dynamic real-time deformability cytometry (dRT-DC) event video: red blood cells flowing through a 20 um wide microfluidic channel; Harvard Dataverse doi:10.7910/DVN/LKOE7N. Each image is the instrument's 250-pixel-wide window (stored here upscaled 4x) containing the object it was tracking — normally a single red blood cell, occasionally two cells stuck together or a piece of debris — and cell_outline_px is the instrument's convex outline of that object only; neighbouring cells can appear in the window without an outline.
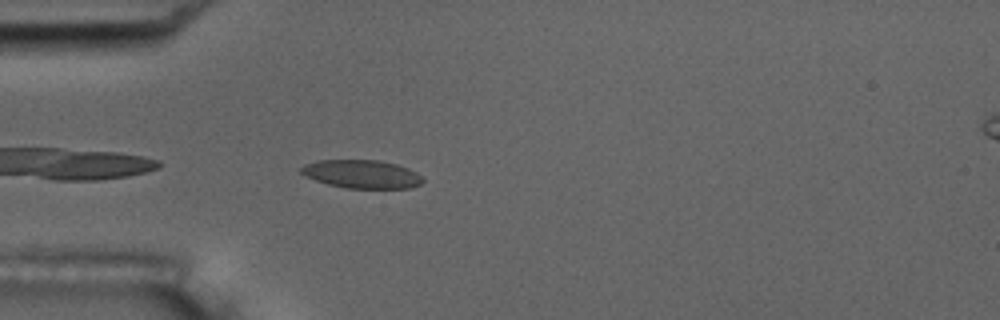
{"species": "common noctule bat (a hibernating species)", "species_latin": "Nyctalus noctula", "temperature_condition": "room temperature", "stored_images_in_passage": 4, "camera_frame_rate_fps": 3000, "um_per_image_px": 0.085, "animal": {"sex": "male", "body_mass_g": 17.5, "forearm_length_mm": 52.3}, "frame": {"image": 1, "passage_image": 4, "time_ms": 4.0, "image_size_px": [1000, 320], "cell_outline_px": [[424, 180], [420, 184], [408, 188], [344, 188], [328, 184], [316, 180], [300, 172], [300, 168], [304, 164], [316, 160], [380, 160], [396, 164], [408, 168], [416, 172]], "centroid_in_image_um": [30.74, 14.79], "position_along_channel_um": 54.3, "area_um2": 20.0}}